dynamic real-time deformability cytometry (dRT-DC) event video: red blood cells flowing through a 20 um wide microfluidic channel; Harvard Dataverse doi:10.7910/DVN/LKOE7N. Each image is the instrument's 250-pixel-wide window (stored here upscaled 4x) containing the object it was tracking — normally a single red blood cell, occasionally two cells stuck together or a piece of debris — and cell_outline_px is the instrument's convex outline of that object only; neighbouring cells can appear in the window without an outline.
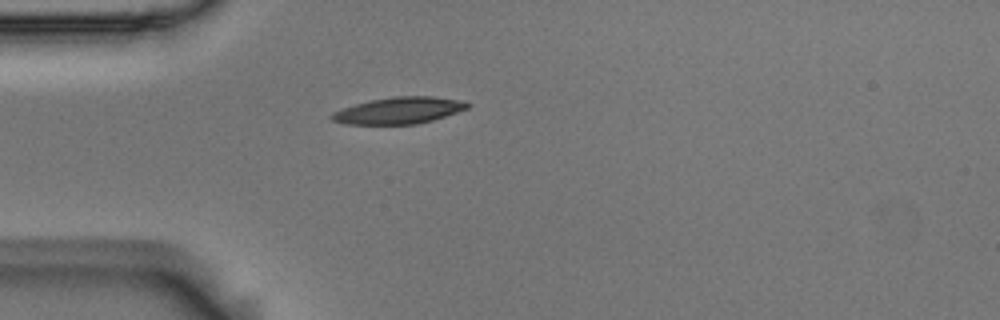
{"species": "Egyptian fruit bat (a non-hibernating species)", "species_latin": "Rousettus aegyptiacus", "temperature_condition": "room temperature", "stored_images_in_passage": 2, "camera_frame_rate_fps": 3000, "um_per_image_px": 0.085, "animal": {"sex": "male"}, "frame": {"image": 1, "passage_image": 1, "time_ms": 0.0, "image_size_px": [1000, 320], "cell_outline_px": [[472, 104], [468, 108], [432, 120], [416, 124], [348, 124], [332, 120], [328, 116], [332, 112], [356, 104], [372, 100], [392, 96], [432, 96], [456, 100]], "centroid_in_image_um": [33.88, 9.39], "position_along_channel_um": 51.1, "area_um2": 20.75}}